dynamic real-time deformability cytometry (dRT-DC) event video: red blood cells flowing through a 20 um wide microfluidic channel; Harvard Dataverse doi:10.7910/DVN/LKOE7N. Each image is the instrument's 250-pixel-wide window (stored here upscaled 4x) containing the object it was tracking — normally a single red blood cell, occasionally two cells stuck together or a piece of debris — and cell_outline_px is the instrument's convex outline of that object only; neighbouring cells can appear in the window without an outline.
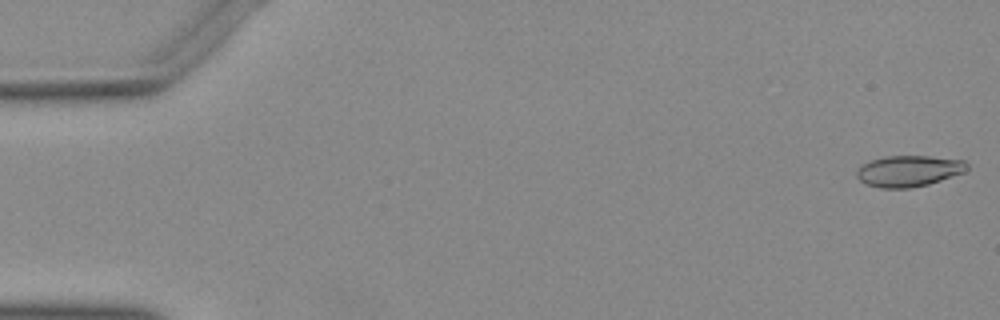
{"species": "Egyptian fruit bat (a non-hibernating species)", "species_latin": "Rousettus aegyptiacus", "temperature_condition": "warm", "stored_images_in_passage": 52, "camera_frame_rate_fps": 3000, "um_per_image_px": 0.085, "animal": {"sex": "female"}, "frame": {"image": 1, "passage_image": 1, "time_ms": 0.0, "image_size_px": [1000, 320], "cell_outline_px": [[968, 168], [964, 172], [928, 184], [908, 188], [880, 188], [864, 184], [856, 176], [856, 168], [872, 160], [888, 156], [928, 156], [964, 160], [968, 164]], "centroid_in_image_um": [77.22, 14.54], "position_along_channel_um": 7.8, "area_um2": 19.94}}
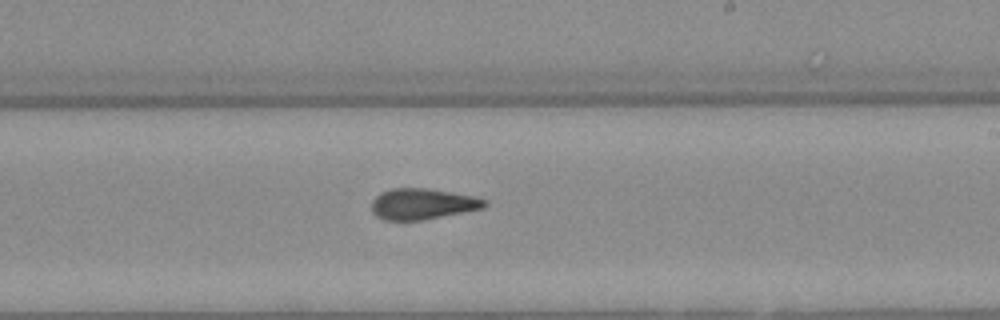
{"frame": {"image": 2, "passage_image": 31, "time_ms": 10.0, "image_size_px": [1000, 320], "cell_outline_px": [[488, 204], [484, 208], [424, 220], [384, 220], [376, 216], [372, 212], [372, 200], [376, 196], [392, 188], [428, 188], [472, 196], [488, 200]], "centroid_in_image_um": [35.92, 17.34], "position_along_channel_um": 253.1, "area_um2": 20.35}}
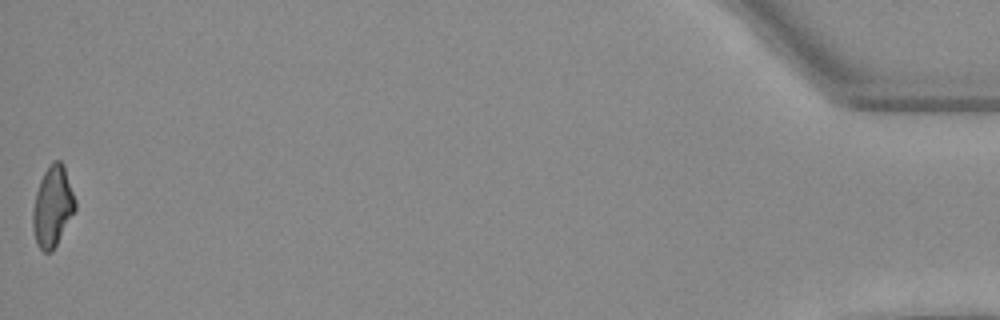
{"frame": {"image": 3, "passage_image": 52, "time_ms": 17.0, "image_size_px": [1000, 320], "cell_outline_px": [[76, 208], [52, 252], [44, 252], [40, 248], [36, 240], [32, 228], [32, 212], [36, 192], [40, 180], [48, 164], [52, 160], [60, 160], [64, 164], [76, 200]], "centroid_in_image_um": [4.47, 17.5], "position_along_channel_um": 430.7, "area_um2": 19.94}}